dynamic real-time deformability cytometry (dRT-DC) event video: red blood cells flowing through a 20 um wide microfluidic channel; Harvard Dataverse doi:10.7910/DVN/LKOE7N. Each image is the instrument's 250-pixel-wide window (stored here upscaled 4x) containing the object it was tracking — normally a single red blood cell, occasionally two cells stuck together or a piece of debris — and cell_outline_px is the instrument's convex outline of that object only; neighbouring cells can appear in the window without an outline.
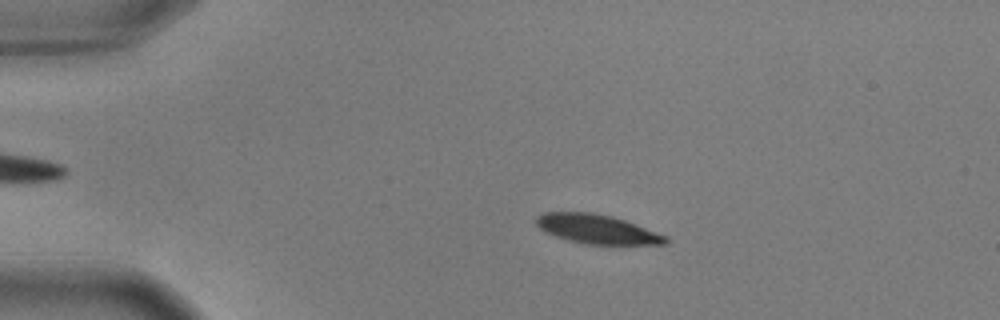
{"species": "common noctule bat (a hibernating species)", "species_latin": "Nyctalus noctula", "temperature_condition": "warm", "stored_images_in_passage": 40, "camera_frame_rate_fps": 3000, "um_per_image_px": 0.085, "animal": {"sex": "male", "body_mass_g": 17.9, "forearm_length_mm": 54.2}, "frame": {"image": 1, "passage_image": 11, "time_ms": 3.333, "image_size_px": [1000, 320], "cell_outline_px": [[668, 244], [588, 244], [568, 240], [544, 232], [536, 224], [536, 216], [544, 212], [592, 212], [612, 216], [636, 224], [668, 236]], "centroid_in_image_um": [50.74, 19.47], "position_along_channel_um": 34.3, "area_um2": 21.96}}
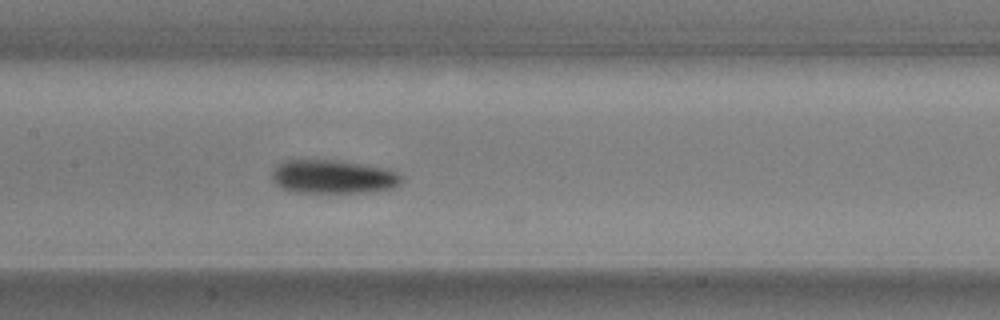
{"frame": {"image": 2, "passage_image": 27, "time_ms": 8.667, "image_size_px": [1000, 320], "cell_outline_px": [[404, 180], [396, 188], [368, 192], [296, 192], [280, 188], [272, 180], [272, 172], [284, 160], [344, 160], [384, 168], [400, 172], [404, 176]], "centroid_in_image_um": [28.39, 15.02], "position_along_channel_um": 179.0, "area_um2": 25.72}}
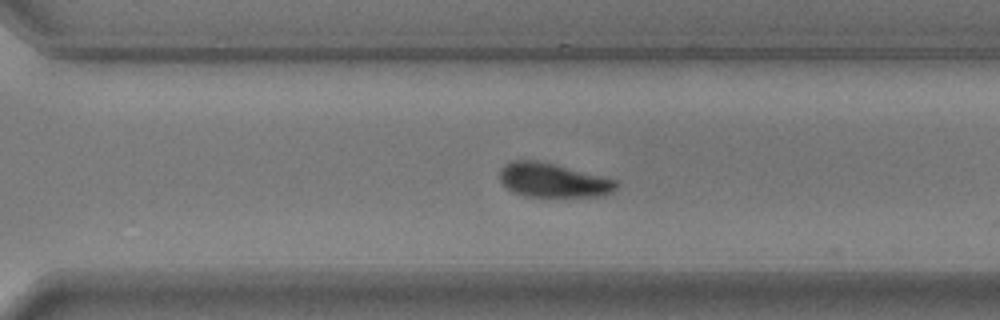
{"frame": {"image": 3, "passage_image": 39, "time_ms": 12.667, "image_size_px": [1000, 320], "cell_outline_px": [[620, 188], [604, 196], [524, 196], [512, 192], [500, 180], [500, 168], [504, 164], [512, 160], [536, 160], [556, 164], [620, 180]], "centroid_in_image_um": [47.08, 15.31], "position_along_channel_um": 323.5, "area_um2": 23.58}}